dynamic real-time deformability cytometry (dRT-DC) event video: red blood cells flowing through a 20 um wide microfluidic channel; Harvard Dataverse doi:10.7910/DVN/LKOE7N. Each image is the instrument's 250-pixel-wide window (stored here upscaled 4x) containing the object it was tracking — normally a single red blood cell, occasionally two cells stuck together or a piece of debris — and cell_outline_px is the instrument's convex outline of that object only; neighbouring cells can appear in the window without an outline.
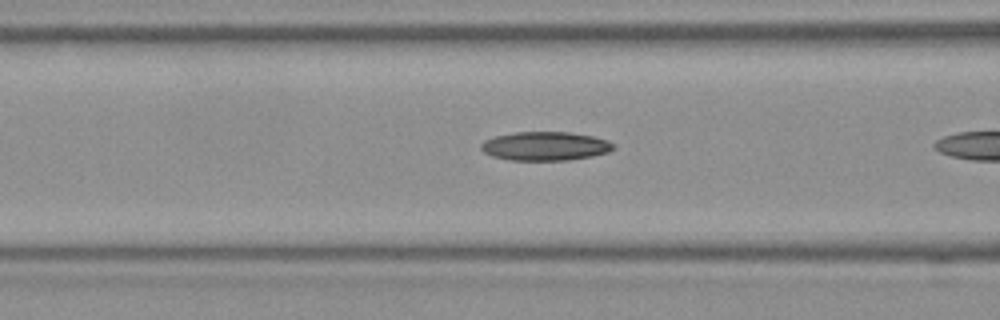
{"species": "Egyptian fruit bat (a non-hibernating species)", "species_latin": "Rousettus aegyptiacus", "temperature_condition": "room temperature", "stored_images_in_passage": 7, "camera_frame_rate_fps": 3000, "um_per_image_px": 0.085, "frame": {"image": 1, "passage_image": 6, "time_ms": 1.667, "image_size_px": [1000, 320], "cell_outline_px": [[616, 148], [608, 152], [592, 156], [568, 160], [508, 160], [492, 156], [484, 152], [480, 148], [480, 144], [484, 140], [496, 136], [516, 132], [568, 132], [592, 136], [608, 140], [616, 144]], "centroid_in_image_um": [46.36, 12.42], "position_along_channel_um": 120.2, "area_um2": 22.31}}